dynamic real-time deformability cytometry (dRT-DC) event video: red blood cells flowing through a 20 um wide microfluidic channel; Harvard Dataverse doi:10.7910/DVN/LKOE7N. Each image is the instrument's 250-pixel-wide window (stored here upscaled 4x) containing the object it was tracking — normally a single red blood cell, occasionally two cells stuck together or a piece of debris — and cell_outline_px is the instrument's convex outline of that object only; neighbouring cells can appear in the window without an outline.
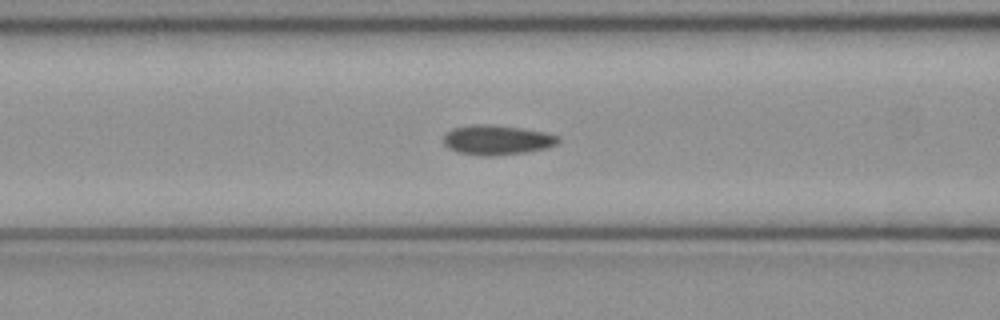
{"species": "common noctule bat (a hibernating species)", "species_latin": "Nyctalus noctula", "temperature_condition": "cold", "stored_images_in_passage": 52, "camera_frame_rate_fps": 3000, "um_per_image_px": 0.085, "animal": {"sex": "female", "body_mass_g": 21.9}, "frame": {"image": 1, "passage_image": 20, "time_ms": 6.333, "image_size_px": [1000, 320], "cell_outline_px": [[560, 140], [556, 144], [548, 148], [524, 152], [492, 156], [480, 156], [456, 152], [448, 148], [444, 144], [444, 136], [452, 128], [472, 124], [492, 124], [524, 128], [544, 132], [560, 136]], "centroid_in_image_um": [42.24, 11.89], "position_along_channel_um": 124.4, "area_um2": 20.11}}
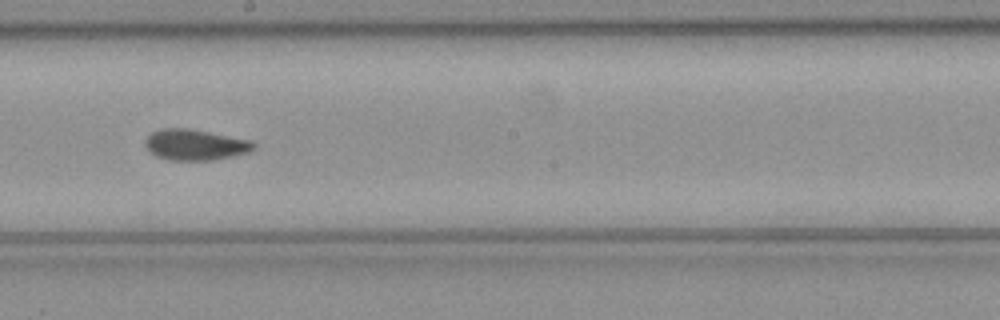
{"frame": {"image": 2, "passage_image": 28, "time_ms": 9.0, "image_size_px": [1000, 320], "cell_outline_px": [[256, 148], [248, 152], [216, 160], [168, 160], [156, 156], [144, 144], [144, 140], [152, 132], [160, 128], [188, 128], [252, 140], [256, 144]], "centroid_in_image_um": [16.61, 12.3], "position_along_channel_um": 231.6, "area_um2": 19.59}}
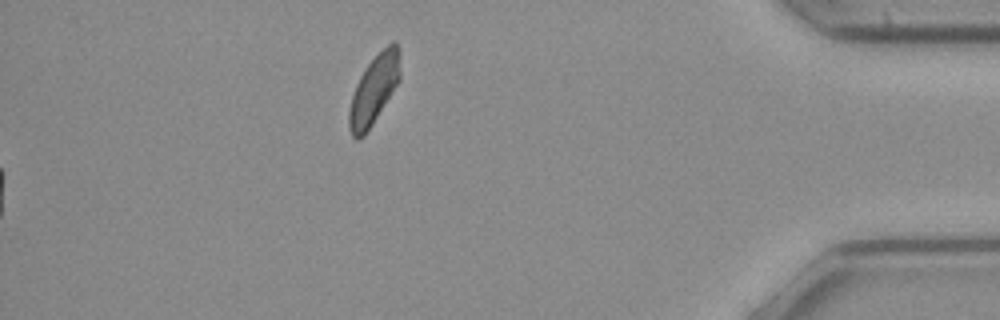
{"frame": {"image": 3, "passage_image": 52, "time_ms": 17.0, "image_size_px": [1000, 320], "cell_outline_px": [[400, 80], [372, 124], [364, 136], [356, 140], [352, 136], [348, 128], [348, 112], [352, 96], [356, 84], [360, 76], [368, 64], [392, 40], [396, 40], [400, 52]], "centroid_in_image_um": [31.79, 7.62], "position_along_channel_um": 403.4, "area_um2": 20.46}, "authors_computed_cell_mechanics": {"area_um2": 19.2185, "velocity_mm_per_s": 4.0145, "shape_relaxation_time_tau1_ms": null, "shape_relaxation_time_tau2_ms": 5.027, "deformation_change_tau1": null, "deformation_change_tau2": 0.0541}}